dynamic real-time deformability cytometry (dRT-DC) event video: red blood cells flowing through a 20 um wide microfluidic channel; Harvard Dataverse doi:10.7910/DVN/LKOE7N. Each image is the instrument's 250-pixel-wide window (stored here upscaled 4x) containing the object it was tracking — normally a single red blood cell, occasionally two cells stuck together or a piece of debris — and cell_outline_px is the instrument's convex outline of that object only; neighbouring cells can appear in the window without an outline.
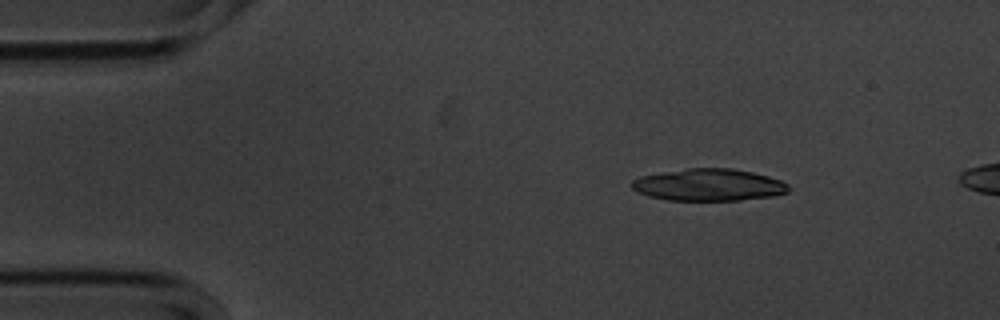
{"species": "common noctule bat (a hibernating species)", "species_latin": "Nyctalus noctula", "temperature_condition": "cold", "stored_images_in_passage": 47, "camera_frame_rate_fps": 3000, "um_per_image_px": 0.085, "animal": {"sex": "male", "body_mass_g": 20.1, "forearm_length_mm": 53.5}, "frame": {"image": 1, "passage_image": 1, "time_ms": 0.0, "image_size_px": [1000, 320], "cell_outline_px": [[792, 188], [788, 192], [772, 196], [740, 200], [668, 200], [648, 196], [632, 188], [632, 180], [640, 176], [688, 168], [732, 168], [752, 172], [768, 176], [780, 180], [788, 184]], "centroid_in_image_um": [60.28, 15.71], "position_along_channel_um": 24.7, "area_um2": 29.19}}